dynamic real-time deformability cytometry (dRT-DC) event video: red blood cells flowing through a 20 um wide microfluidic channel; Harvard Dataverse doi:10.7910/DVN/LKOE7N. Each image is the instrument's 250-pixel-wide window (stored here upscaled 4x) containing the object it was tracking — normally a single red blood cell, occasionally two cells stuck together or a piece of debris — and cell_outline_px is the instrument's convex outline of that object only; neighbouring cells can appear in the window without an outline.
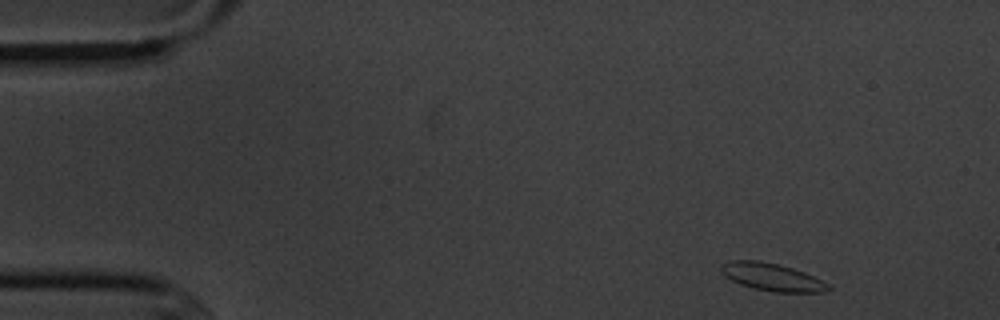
{"species": "common noctule bat (a hibernating species)", "species_latin": "Nyctalus noctula", "temperature_condition": "cold", "stored_images_in_passage": 3, "camera_frame_rate_fps": 3000, "um_per_image_px": 0.085, "animal": {"sex": "male", "body_mass_g": 20.1, "forearm_length_mm": 53.5}, "frame": {"image": 1, "passage_image": 1, "time_ms": 0.0, "image_size_px": [1000, 320], "cell_outline_px": [[832, 288], [824, 292], [776, 292], [752, 288], [740, 284], [724, 276], [720, 268], [720, 264], [732, 260], [760, 260], [792, 268], [804, 272], [828, 284]], "centroid_in_image_um": [65.58, 23.54], "position_along_channel_um": 19.4, "area_um2": 17.11}}